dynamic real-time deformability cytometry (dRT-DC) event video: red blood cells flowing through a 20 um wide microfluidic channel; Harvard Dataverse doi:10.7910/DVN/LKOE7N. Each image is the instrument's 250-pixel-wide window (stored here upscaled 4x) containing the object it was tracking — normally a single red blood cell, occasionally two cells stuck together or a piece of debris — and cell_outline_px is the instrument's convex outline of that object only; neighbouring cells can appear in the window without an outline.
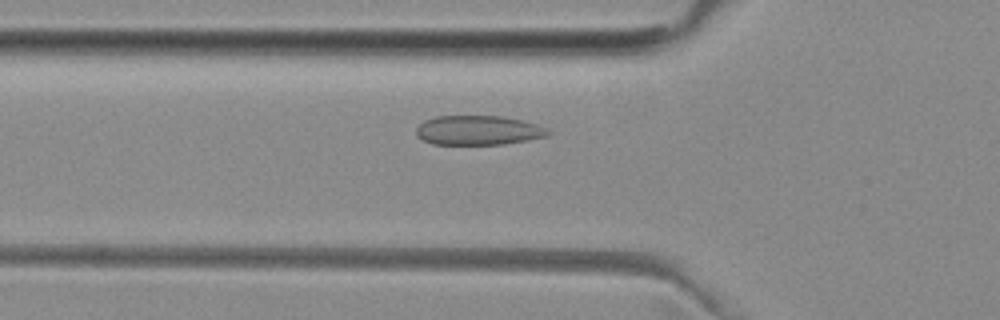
{"species": "common noctule bat (a hibernating species)", "species_latin": "Nyctalus noctula", "temperature_condition": "room temperature", "stored_images_in_passage": 43, "camera_frame_rate_fps": 3000, "um_per_image_px": 0.085, "animal": {"sex": "female", "body_mass_g": 29.2, "forearm_length_mm": 56.3}, "frame": {"image": 1, "passage_image": 12, "time_ms": 3.667, "image_size_px": [1000, 320], "cell_outline_px": [[552, 132], [548, 136], [528, 140], [504, 144], [432, 144], [424, 140], [416, 132], [416, 128], [424, 120], [436, 116], [504, 116], [536, 124], [548, 128]], "centroid_in_image_um": [40.69, 11.07], "position_along_channel_um": 85.1, "area_um2": 22.6}}
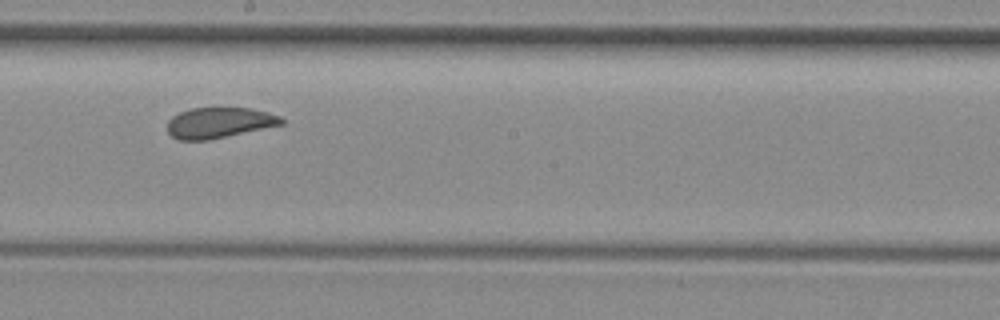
{"frame": {"image": 2, "passage_image": 23, "time_ms": 7.333, "image_size_px": [1000, 320], "cell_outline_px": [[284, 124], [208, 140], [180, 140], [172, 136], [168, 132], [168, 120], [172, 116], [180, 112], [192, 108], [252, 108], [268, 112], [280, 116], [284, 120]], "centroid_in_image_um": [18.64, 10.43], "position_along_channel_um": 229.6, "area_um2": 20.29}}
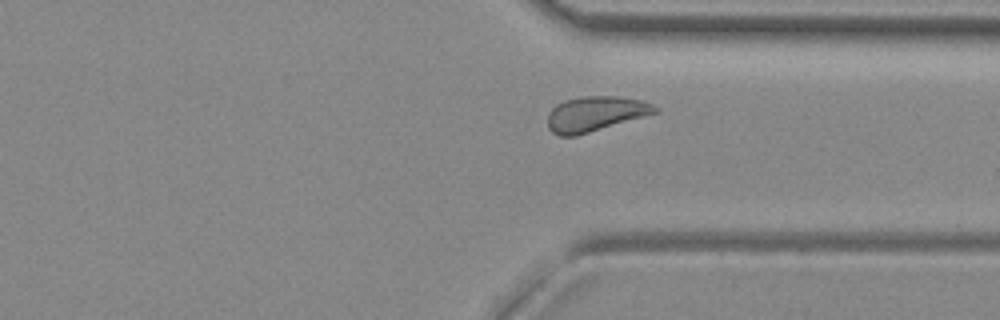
{"frame": {"image": 3, "passage_image": 33, "time_ms": 10.667, "image_size_px": [1000, 320], "cell_outline_px": [[660, 112], [576, 136], [560, 136], [552, 132], [548, 128], [548, 116], [552, 108], [556, 104], [564, 100], [584, 96], [616, 96], [644, 100], [660, 108]], "centroid_in_image_um": [50.64, 9.67], "position_along_channel_um": 360.8, "area_um2": 22.08}}